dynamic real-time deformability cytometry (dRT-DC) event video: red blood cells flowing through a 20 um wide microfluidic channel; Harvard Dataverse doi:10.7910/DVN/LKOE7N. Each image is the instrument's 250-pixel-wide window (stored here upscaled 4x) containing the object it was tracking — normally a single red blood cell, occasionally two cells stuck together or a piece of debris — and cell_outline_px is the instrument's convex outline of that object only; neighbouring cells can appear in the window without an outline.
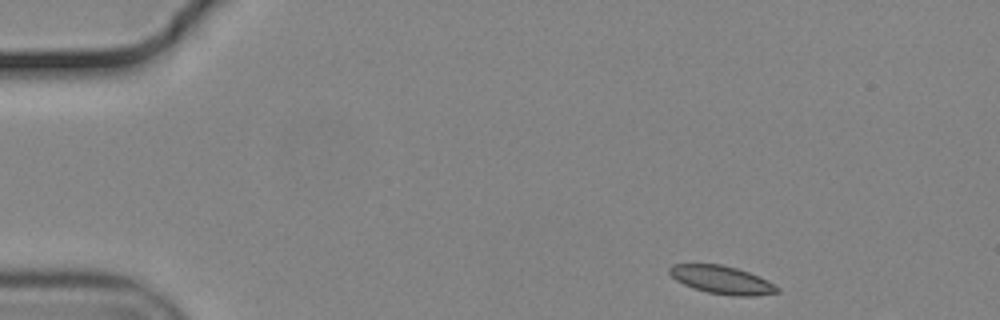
{"species": "common noctule bat (a hibernating species)", "species_latin": "Nyctalus noctula", "temperature_condition": "cold", "stored_images_in_passage": 24, "camera_frame_rate_fps": 3000, "um_per_image_px": 0.085, "animal": {"sex": "male", "body_mass_g": 19.2, "forearm_length_mm": 51.8}, "frame": {"image": 1, "passage_image": 1, "time_ms": 0.0, "image_size_px": [1000, 320], "cell_outline_px": [[780, 292], [756, 296], [732, 296], [708, 292], [692, 288], [676, 280], [668, 272], [668, 268], [672, 264], [720, 264], [736, 268], [748, 272], [768, 280], [780, 288]], "centroid_in_image_um": [61.37, 23.79], "position_along_channel_um": 23.6, "area_um2": 17.69}}
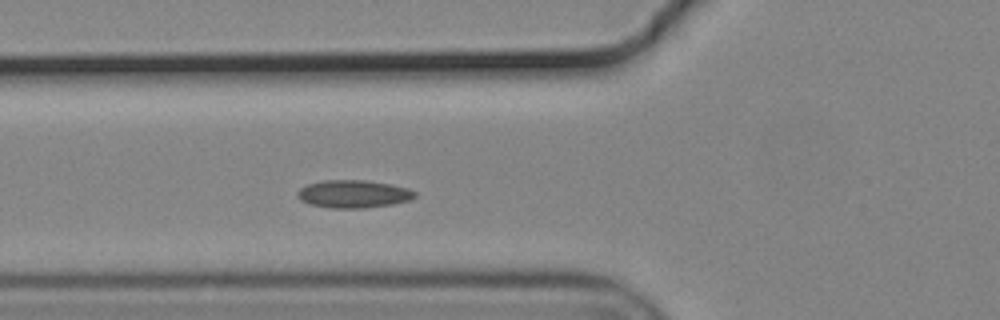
{"frame": {"image": 2, "passage_image": 14, "time_ms": 4.333, "image_size_px": [1000, 320], "cell_outline_px": [[416, 196], [408, 200], [392, 204], [360, 208], [328, 208], [308, 204], [300, 200], [296, 196], [296, 192], [300, 188], [308, 184], [324, 180], [364, 180], [392, 184], [408, 188], [416, 192]], "centroid_in_image_um": [30.0, 16.48], "position_along_channel_um": 95.8, "area_um2": 19.07}}
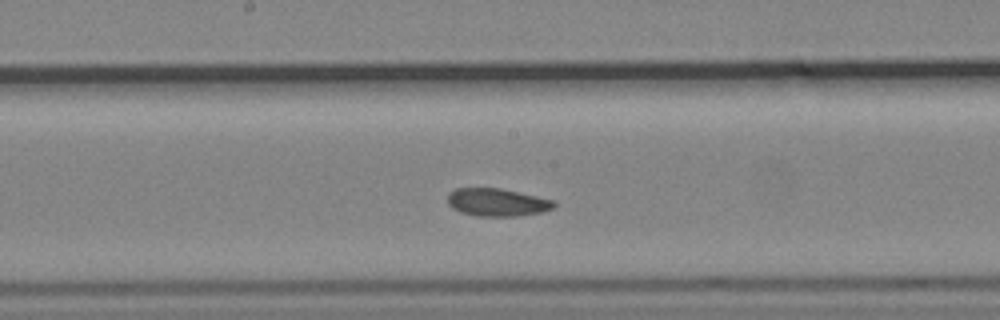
{"frame": {"image": 3, "passage_image": 23, "time_ms": 7.333, "image_size_px": [1000, 320], "cell_outline_px": [[556, 204], [552, 208], [540, 212], [516, 216], [476, 216], [460, 212], [452, 208], [448, 204], [448, 192], [456, 188], [500, 188], [556, 200]], "centroid_in_image_um": [42.23, 17.19], "position_along_channel_um": 206.0, "area_um2": 17.28}}